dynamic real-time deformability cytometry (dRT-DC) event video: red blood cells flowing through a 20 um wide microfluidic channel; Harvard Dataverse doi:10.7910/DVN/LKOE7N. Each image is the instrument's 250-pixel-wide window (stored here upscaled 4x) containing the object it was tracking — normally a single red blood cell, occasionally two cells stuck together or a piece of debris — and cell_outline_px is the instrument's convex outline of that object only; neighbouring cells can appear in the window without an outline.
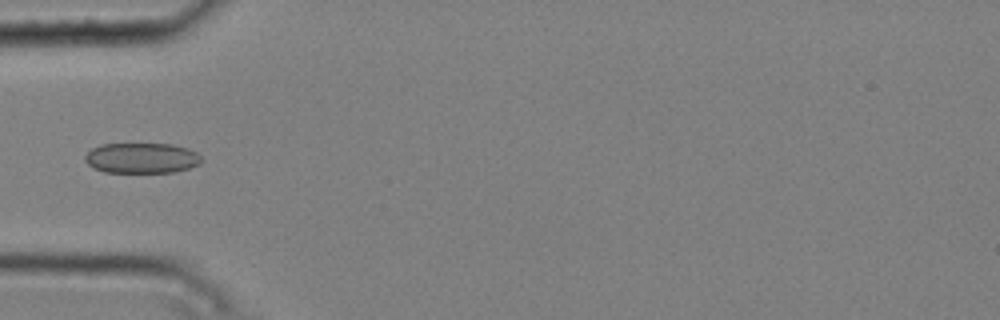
{"species": "common noctule bat (a hibernating species)", "species_latin": "Nyctalus noctula", "temperature_condition": "cold", "stored_images_in_passage": 8, "camera_frame_rate_fps": 3000, "um_per_image_px": 0.085, "animal": {"sex": "male", "body_mass_g": 20.4}, "frame": {"image": 1, "passage_image": 5, "time_ms": 1.333, "image_size_px": [1000, 320], "cell_outline_px": [[200, 164], [188, 168], [172, 172], [104, 172], [92, 168], [84, 160], [84, 156], [92, 148], [100, 144], [172, 144], [188, 148], [196, 152], [200, 156]], "centroid_in_image_um": [12.0, 13.43], "position_along_channel_um": 73.0, "area_um2": 20.63}}
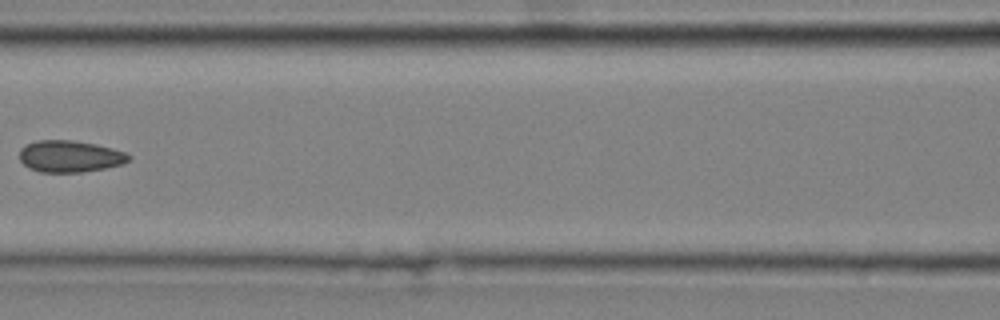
{"frame": {"image": 2, "passage_image": 7, "time_ms": 2.0, "image_size_px": [1000, 320], "cell_outline_px": [[132, 156], [124, 164], [104, 168], [80, 172], [40, 172], [28, 168], [20, 160], [20, 148], [24, 144], [36, 140], [72, 140], [96, 144], [112, 148], [124, 152]], "centroid_in_image_um": [5.91, 13.28], "position_along_channel_um": 160.7, "area_um2": 20.29}}
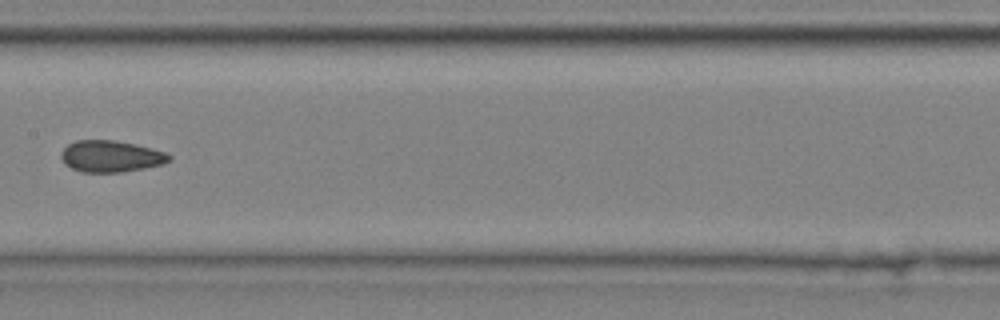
{"frame": {"image": 3, "passage_image": 8, "time_ms": 2.333, "image_size_px": [1000, 320], "cell_outline_px": [[172, 160], [160, 164], [144, 168], [120, 172], [80, 172], [64, 164], [60, 156], [60, 152], [68, 144], [76, 140], [112, 140], [136, 144], [152, 148], [164, 152], [172, 156]], "centroid_in_image_um": [9.39, 13.28], "position_along_channel_um": 198.0, "area_um2": 19.88}}